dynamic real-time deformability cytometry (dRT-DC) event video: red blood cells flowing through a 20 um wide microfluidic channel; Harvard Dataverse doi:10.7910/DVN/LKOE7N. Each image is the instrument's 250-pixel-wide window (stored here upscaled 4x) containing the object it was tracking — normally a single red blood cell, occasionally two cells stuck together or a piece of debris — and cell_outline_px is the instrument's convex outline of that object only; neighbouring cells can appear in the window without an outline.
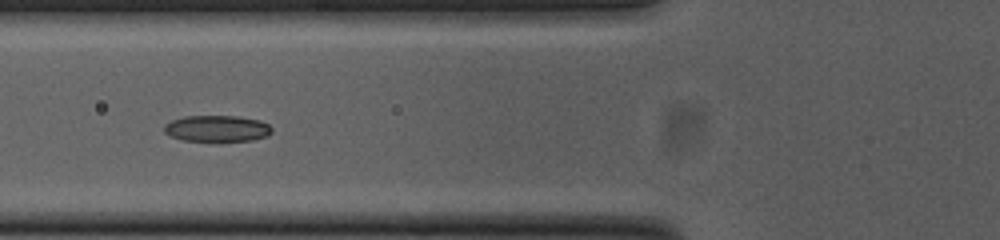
{"species": "common noctule bat (a hibernating species)", "species_latin": "Nyctalus noctula", "temperature_condition": "cold", "stored_images_in_passage": 39, "camera_frame_rate_fps": 3000, "um_per_image_px": 0.085, "animal": {"sex": "female", "body_mass_g": 23.0, "forearm_length_mm": 53.4}, "frame": {"image": 1, "passage_image": 6, "time_ms": 1.667, "image_size_px": [1000, 240], "cell_outline_px": [[272, 132], [268, 136], [252, 140], [220, 144], [184, 140], [172, 136], [164, 132], [164, 124], [172, 120], [184, 116], [236, 116], [260, 120], [268, 124], [272, 128]], "centroid_in_image_um": [18.47, 10.97], "position_along_channel_um": 107.3, "area_um2": 17.28}}
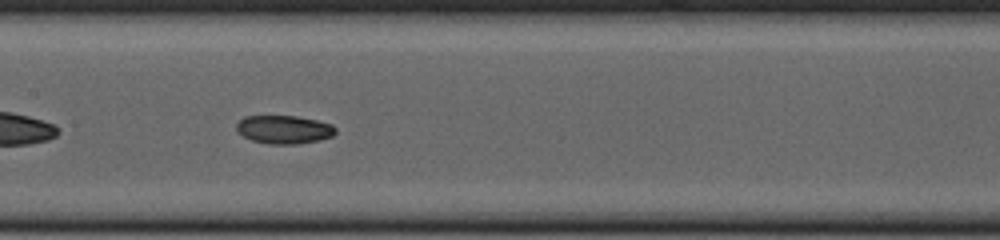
{"frame": {"image": 2, "passage_image": 12, "time_ms": 3.667, "image_size_px": [1000, 240], "cell_outline_px": [[336, 132], [332, 136], [320, 140], [296, 144], [268, 144], [252, 140], [244, 136], [236, 128], [236, 124], [244, 116], [296, 116], [316, 120], [332, 124], [336, 128]], "centroid_in_image_um": [24.16, 11.01], "position_along_channel_um": 183.2, "area_um2": 16.3}, "authors_computed_cell_mechanics": {"area_um2": 16.7042, "velocity_mm_per_s": 3.7962, "shape_relaxation_time_tau1_ms": 3.6023, "shape_relaxation_time_tau2_ms": 4.5489, "deformation_change_tau1": 0.1107, "deformation_change_tau2": 0.0756}}